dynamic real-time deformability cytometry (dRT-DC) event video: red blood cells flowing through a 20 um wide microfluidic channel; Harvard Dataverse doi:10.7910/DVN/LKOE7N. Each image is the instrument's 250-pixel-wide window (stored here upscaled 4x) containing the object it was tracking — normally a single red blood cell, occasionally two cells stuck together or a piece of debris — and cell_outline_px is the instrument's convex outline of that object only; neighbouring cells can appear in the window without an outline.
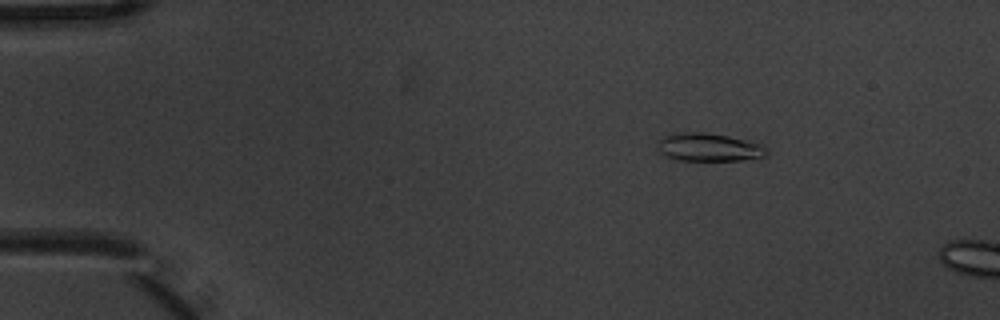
{"species": "common noctule bat (a hibernating species)", "species_latin": "Nyctalus noctula", "temperature_condition": "warm", "stored_images_in_passage": 3, "camera_frame_rate_fps": 3000, "um_per_image_px": 0.085, "animal": {"sex": "male", "body_mass_g": 20.1, "forearm_length_mm": 53.5}, "frame": {"image": 1, "passage_image": 2, "time_ms": 0.333, "image_size_px": [1000, 320], "cell_outline_px": [[768, 156], [756, 160], [672, 160], [664, 156], [660, 152], [660, 140], [664, 136], [684, 132], [704, 132], [728, 136], [760, 144], [768, 148]], "centroid_in_image_um": [60.33, 12.54], "position_along_channel_um": 24.7, "area_um2": 17.92}}